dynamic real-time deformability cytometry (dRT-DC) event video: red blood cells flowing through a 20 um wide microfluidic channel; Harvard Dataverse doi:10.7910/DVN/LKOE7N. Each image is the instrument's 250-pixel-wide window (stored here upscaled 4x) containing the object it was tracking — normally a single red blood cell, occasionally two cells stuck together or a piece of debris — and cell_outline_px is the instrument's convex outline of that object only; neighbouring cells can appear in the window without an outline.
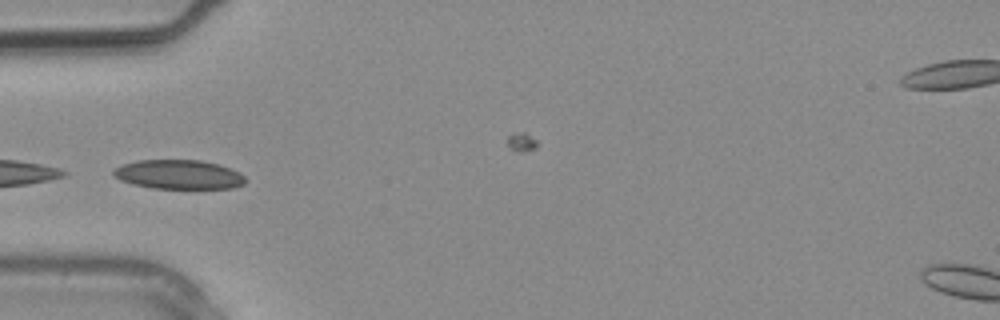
{"species": "common noctule bat (a hibernating species)", "species_latin": "Nyctalus noctula", "temperature_condition": "warm", "stored_images_in_passage": 3, "camera_frame_rate_fps": 3000, "um_per_image_px": 0.085, "animal": {"sex": "male", "body_mass_g": 20.4}, "frame": {"image": 1, "passage_image": 3, "time_ms": 0.667, "image_size_px": [1000, 320], "cell_outline_px": [[244, 184], [232, 188], [152, 188], [132, 184], [120, 180], [112, 172], [120, 164], [136, 160], [200, 160], [220, 164], [232, 168], [240, 172], [244, 176]], "centroid_in_image_um": [15.2, 14.82], "position_along_channel_um": 69.8, "area_um2": 22.54}}